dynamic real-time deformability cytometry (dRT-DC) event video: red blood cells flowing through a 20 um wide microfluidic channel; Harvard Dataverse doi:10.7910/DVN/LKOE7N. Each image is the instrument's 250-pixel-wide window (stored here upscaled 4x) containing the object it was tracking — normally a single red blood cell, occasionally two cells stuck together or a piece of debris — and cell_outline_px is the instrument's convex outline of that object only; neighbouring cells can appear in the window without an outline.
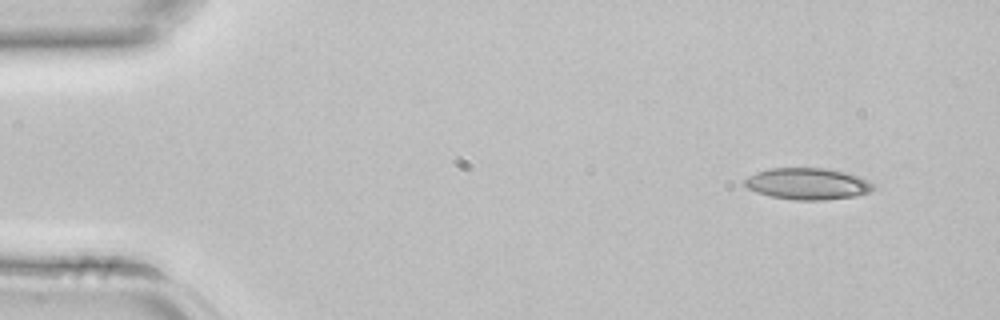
{"species": "common noctule bat (a hibernating species)", "species_latin": "Nyctalus noctula", "temperature_condition": "room temperature", "stored_images_in_passage": 3, "camera_frame_rate_fps": 3000, "um_per_image_px": 0.085, "animal": {"sex": "female", "body_mass_g": 22.7, "forearm_length_mm": 54.2}, "frame": {"image": 1, "passage_image": 1, "time_ms": 0.0, "image_size_px": [1000, 320], "cell_outline_px": [[876, 188], [868, 192], [852, 196], [824, 200], [796, 200], [772, 196], [756, 192], [748, 188], [744, 184], [744, 180], [748, 176], [756, 172], [768, 168], [824, 168], [844, 172], [856, 176], [872, 184]], "centroid_in_image_um": [68.58, 15.61], "position_along_channel_um": 16.4, "area_um2": 23.29}}
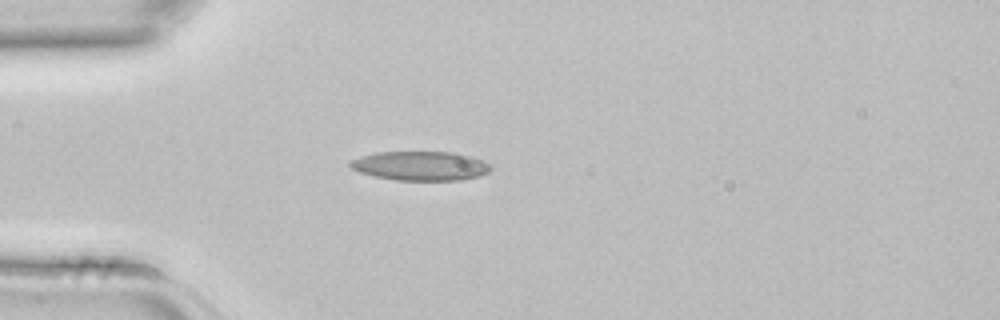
{"frame": {"image": 2, "passage_image": 3, "time_ms": 0.667, "image_size_px": [1000, 320], "cell_outline_px": [[492, 168], [488, 172], [480, 176], [460, 180], [396, 180], [372, 176], [360, 172], [352, 168], [348, 164], [352, 160], [360, 156], [376, 152], [452, 152], [468, 156], [480, 160], [488, 164]], "centroid_in_image_um": [35.7, 14.1], "position_along_channel_um": 49.3, "area_um2": 23.76}}